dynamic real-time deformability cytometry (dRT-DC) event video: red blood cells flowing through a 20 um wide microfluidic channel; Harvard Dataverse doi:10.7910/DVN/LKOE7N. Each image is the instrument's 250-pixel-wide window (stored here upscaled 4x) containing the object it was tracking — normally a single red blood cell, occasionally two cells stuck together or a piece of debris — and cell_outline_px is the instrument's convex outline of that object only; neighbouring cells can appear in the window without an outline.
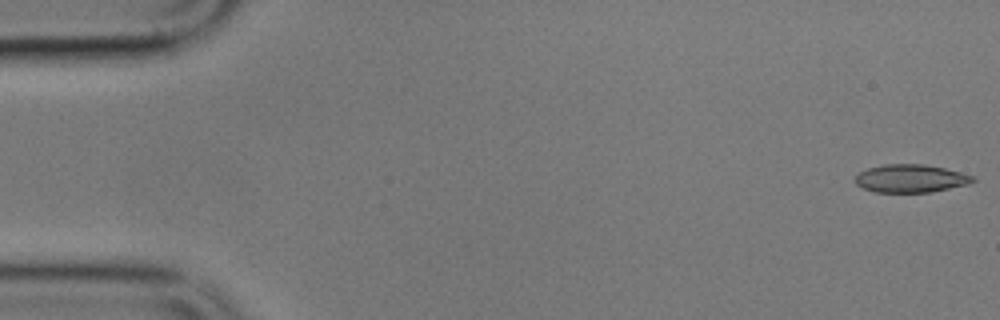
{"species": "common noctule bat (a hibernating species)", "species_latin": "Nyctalus noctula", "temperature_condition": "cold", "stored_images_in_passage": 12, "camera_frame_rate_fps": 3000, "um_per_image_px": 0.085, "animal": {"sex": "male", "body_mass_g": 17.9}, "frame": {"image": 1, "passage_image": 1, "time_ms": 0.0, "image_size_px": [1000, 320], "cell_outline_px": [[976, 180], [968, 184], [932, 192], [876, 192], [864, 188], [856, 184], [856, 176], [860, 172], [868, 168], [884, 164], [924, 164], [944, 168], [960, 172], [972, 176]], "centroid_in_image_um": [77.41, 15.17], "position_along_channel_um": 7.6, "area_um2": 19.02}}
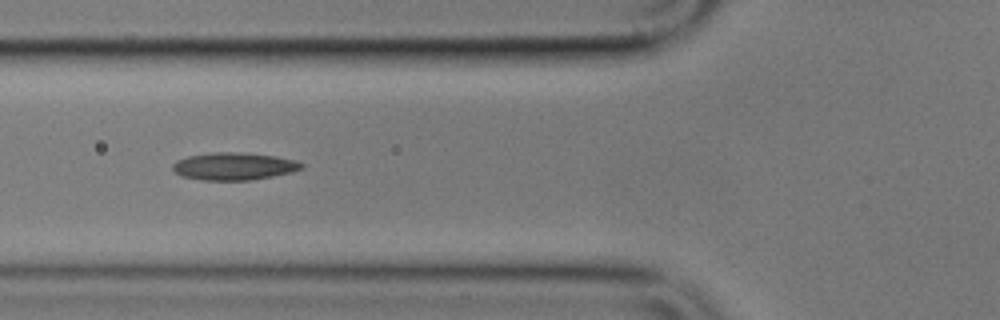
{"frame": {"image": 2, "passage_image": 6, "time_ms": 6.667, "image_size_px": [1000, 320], "cell_outline_px": [[304, 168], [292, 172], [252, 180], [200, 180], [180, 176], [172, 168], [172, 164], [176, 160], [188, 156], [212, 152], [240, 152], [276, 156], [296, 160], [304, 164]], "centroid_in_image_um": [19.88, 14.13], "position_along_channel_um": 105.9, "area_um2": 20.81}}
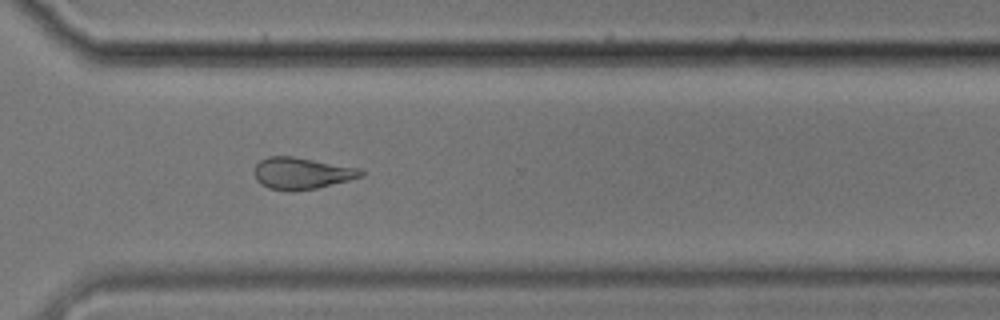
{"frame": {"image": 3, "passage_image": 12, "time_ms": 13.667, "image_size_px": [1000, 320], "cell_outline_px": [[364, 176], [316, 188], [292, 192], [288, 192], [268, 188], [260, 184], [256, 180], [256, 164], [260, 160], [268, 156], [292, 156], [360, 168], [364, 172]], "centroid_in_image_um": [25.64, 14.74], "position_along_channel_um": 345.0, "area_um2": 19.71}}